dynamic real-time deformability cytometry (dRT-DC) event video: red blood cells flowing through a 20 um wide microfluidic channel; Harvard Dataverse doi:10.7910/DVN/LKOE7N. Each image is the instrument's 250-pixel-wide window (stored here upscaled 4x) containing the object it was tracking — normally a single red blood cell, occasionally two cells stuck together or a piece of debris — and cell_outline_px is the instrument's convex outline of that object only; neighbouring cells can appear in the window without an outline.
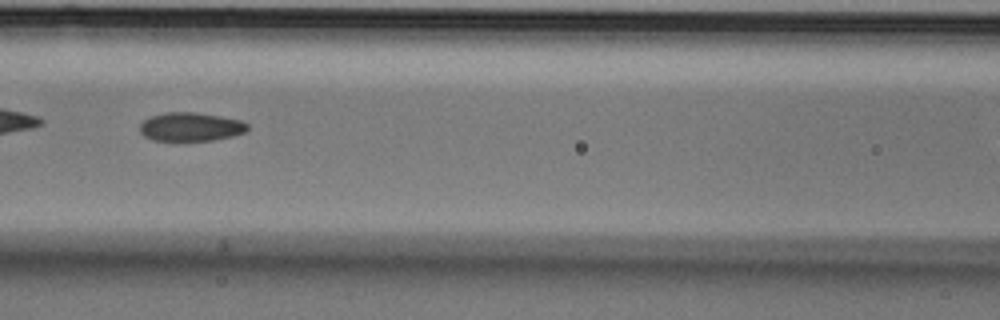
{"species": "Egyptian fruit bat (a non-hibernating species)", "species_latin": "Rousettus aegyptiacus", "temperature_condition": "cold", "stored_images_in_passage": 5, "segment_of_instrument_passage": [1, 2], "camera_frame_rate_fps": 3000, "um_per_image_px": 0.085, "animal": {"sex": "male"}, "frame": {"image": 1, "passage_image": 3, "time_ms": 0.667, "image_size_px": [1000, 320], "cell_outline_px": [[248, 128], [244, 132], [232, 136], [212, 140], [152, 140], [144, 136], [140, 132], [140, 124], [144, 120], [152, 116], [164, 112], [196, 112], [220, 116], [240, 120], [248, 124]], "centroid_in_image_um": [16.19, 10.77], "position_along_channel_um": 150.4, "area_um2": 17.86}}
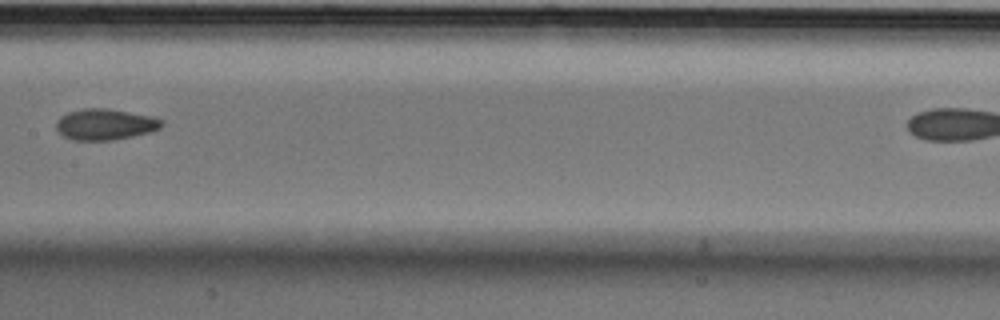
{"frame": {"image": 2, "passage_image": 4, "time_ms": 1.0, "image_size_px": [1000, 320], "cell_outline_px": [[164, 124], [160, 128], [148, 132], [132, 136], [112, 140], [72, 140], [64, 136], [56, 128], [56, 120], [60, 116], [68, 112], [84, 108], [108, 108], [152, 116], [164, 120]], "centroid_in_image_um": [8.93, 10.56], "position_along_channel_um": 198.5, "area_um2": 19.13}}